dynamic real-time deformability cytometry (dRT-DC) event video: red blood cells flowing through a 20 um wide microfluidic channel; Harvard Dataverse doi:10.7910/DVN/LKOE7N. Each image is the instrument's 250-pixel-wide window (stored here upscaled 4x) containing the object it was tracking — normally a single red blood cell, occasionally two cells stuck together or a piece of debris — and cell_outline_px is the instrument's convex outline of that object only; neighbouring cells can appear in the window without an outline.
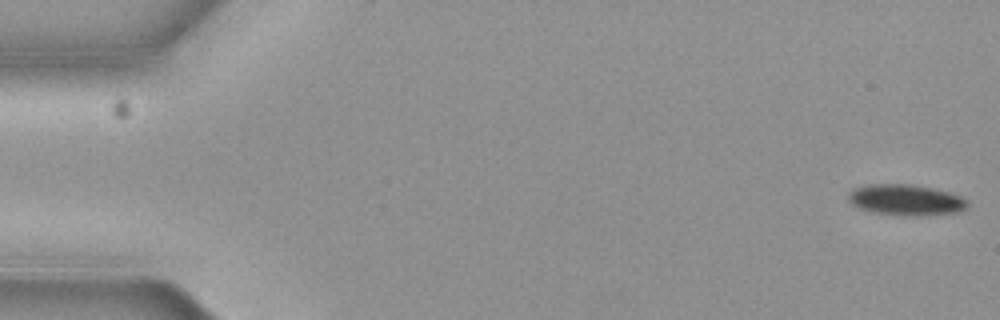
{"species": "common noctule bat (a hibernating species)", "species_latin": "Nyctalus noctula", "temperature_condition": "cold", "stored_images_in_passage": 11, "camera_frame_rate_fps": 3000, "um_per_image_px": 0.085, "animal": {"sex": "female", "body_mass_g": 19.3, "forearm_length_mm": 54.1}, "frame": {"image": 1, "passage_image": 1, "time_ms": 0.0, "image_size_px": [1000, 320], "cell_outline_px": [[968, 204], [964, 208], [956, 212], [920, 216], [876, 212], [860, 208], [852, 204], [848, 200], [848, 196], [856, 188], [868, 184], [912, 184], [932, 188], [948, 192], [960, 196]], "centroid_in_image_um": [76.99, 16.98], "position_along_channel_um": 8.0, "area_um2": 20.87}}
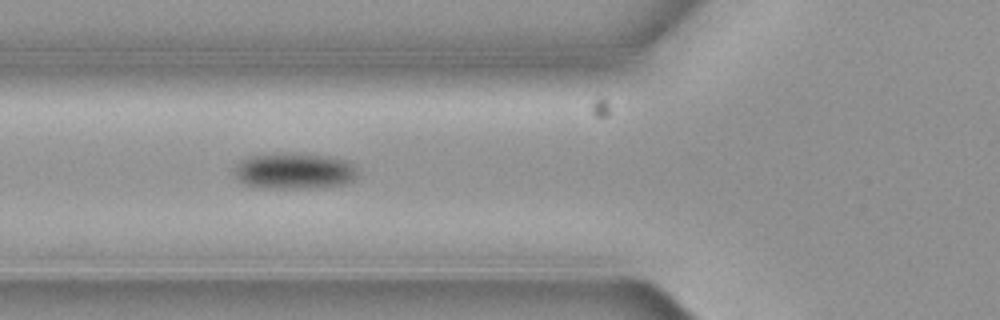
{"frame": {"image": 2, "passage_image": 6, "time_ms": 1.667, "image_size_px": [1000, 320], "cell_outline_px": [[360, 176], [344, 184], [324, 188], [260, 188], [240, 184], [232, 172], [236, 164], [240, 160], [248, 156], [332, 156], [348, 160], [356, 168]], "centroid_in_image_um": [25.02, 14.6], "position_along_channel_um": 100.8, "area_um2": 25.72}}
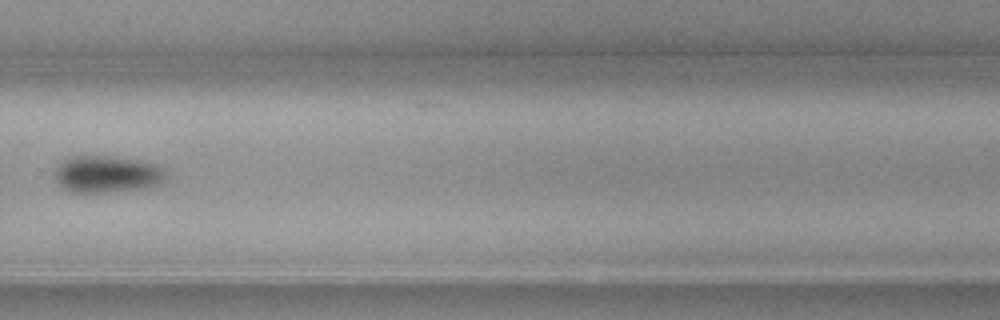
{"frame": {"image": 3, "passage_image": 11, "time_ms": 3.333, "image_size_px": [1000, 320], "cell_outline_px": [[164, 180], [160, 184], [144, 188], [116, 192], [68, 192], [56, 180], [56, 168], [68, 156], [100, 156], [140, 160], [156, 164], [164, 172]], "centroid_in_image_um": [9.08, 14.82], "position_along_channel_um": 320.7, "area_um2": 23.7}}